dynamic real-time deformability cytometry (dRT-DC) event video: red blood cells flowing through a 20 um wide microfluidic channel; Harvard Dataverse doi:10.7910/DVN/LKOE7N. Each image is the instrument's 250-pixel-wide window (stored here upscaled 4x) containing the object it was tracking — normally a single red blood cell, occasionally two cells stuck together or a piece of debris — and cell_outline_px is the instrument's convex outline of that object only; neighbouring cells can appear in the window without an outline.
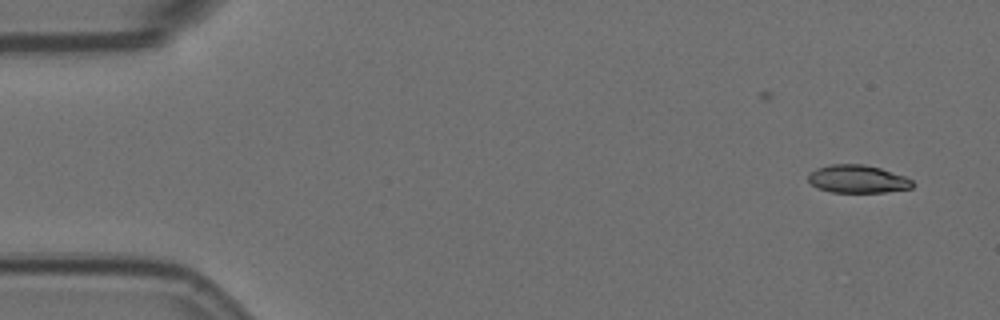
{"species": "Egyptian fruit bat (a non-hibernating species)", "species_latin": "Rousettus aegyptiacus", "temperature_condition": "room temperature", "stored_images_in_passage": 7, "camera_frame_rate_fps": 3000, "um_per_image_px": 0.085, "animal": {"sex": "female"}, "frame": {"image": 1, "passage_image": 1, "time_ms": 0.0, "image_size_px": [1000, 320], "cell_outline_px": [[912, 188], [884, 192], [832, 192], [816, 188], [808, 180], [808, 172], [816, 168], [832, 164], [864, 164], [880, 168], [904, 176], [912, 180]], "centroid_in_image_um": [72.85, 15.21], "position_along_channel_um": 12.1, "area_um2": 16.94}}
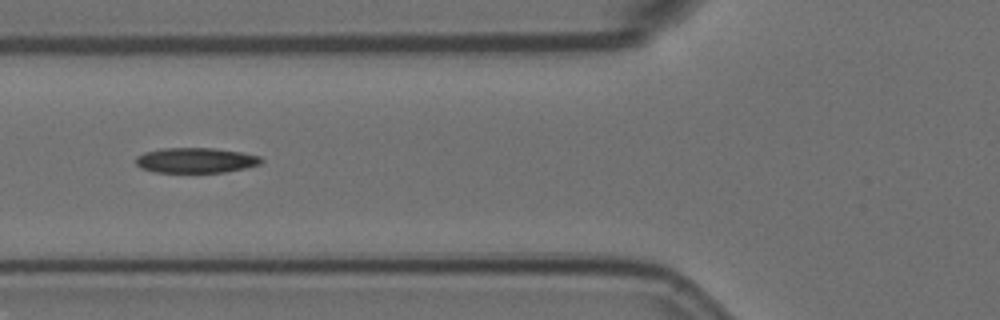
{"frame": {"image": 2, "passage_image": 6, "time_ms": 1.667, "image_size_px": [1000, 320], "cell_outline_px": [[264, 160], [260, 164], [244, 168], [224, 172], [156, 172], [140, 168], [136, 164], [136, 156], [144, 152], [160, 148], [212, 148], [240, 152], [260, 156]], "centroid_in_image_um": [16.61, 13.62], "position_along_channel_um": 109.2, "area_um2": 18.38}}
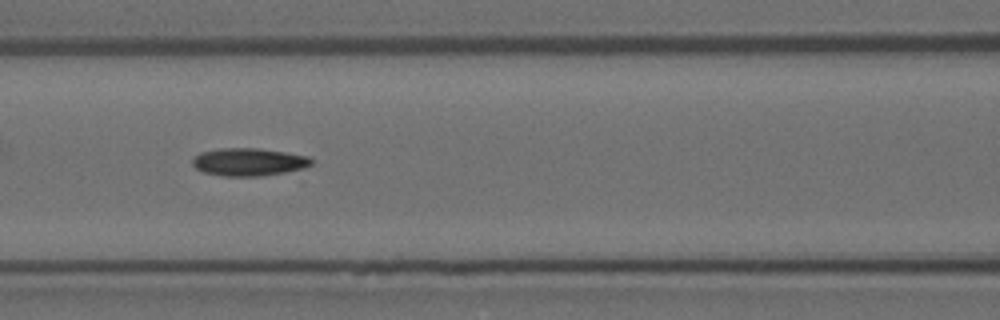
{"frame": {"image": 3, "passage_image": 7, "time_ms": 2.0, "image_size_px": [1000, 320], "cell_outline_px": [[316, 160], [312, 164], [304, 168], [284, 172], [260, 176], [224, 176], [204, 172], [196, 168], [192, 164], [192, 156], [200, 152], [220, 148], [260, 148], [308, 156]], "centroid_in_image_um": [21.14, 13.75], "position_along_channel_um": 145.5, "area_um2": 19.36}}